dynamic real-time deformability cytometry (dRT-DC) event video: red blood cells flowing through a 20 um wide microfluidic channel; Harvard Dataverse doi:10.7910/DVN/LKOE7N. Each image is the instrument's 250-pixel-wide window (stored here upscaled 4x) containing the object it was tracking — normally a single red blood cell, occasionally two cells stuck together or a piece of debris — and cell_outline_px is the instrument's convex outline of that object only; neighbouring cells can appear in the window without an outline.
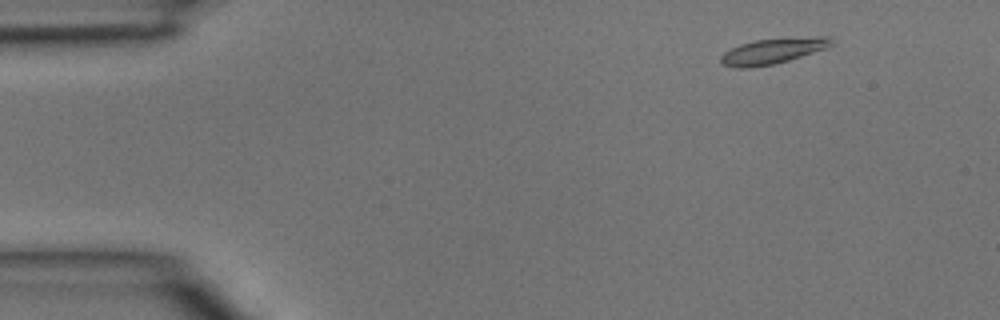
{"species": "common noctule bat (a hibernating species)", "species_latin": "Nyctalus noctula", "temperature_condition": "room temperature", "stored_images_in_passage": 44, "camera_frame_rate_fps": 3000, "um_per_image_px": 0.085, "animal": {"sex": "male", "body_mass_g": 15.6}, "frame": {"image": 1, "passage_image": 4, "time_ms": 1.0, "image_size_px": [1000, 320], "cell_outline_px": [[836, 40], [828, 48], [788, 60], [772, 64], [748, 68], [736, 68], [720, 64], [720, 56], [724, 52], [740, 44], [756, 40], [816, 36], [832, 36]], "centroid_in_image_um": [65.73, 4.33], "position_along_channel_um": 19.3, "area_um2": 16.59}}
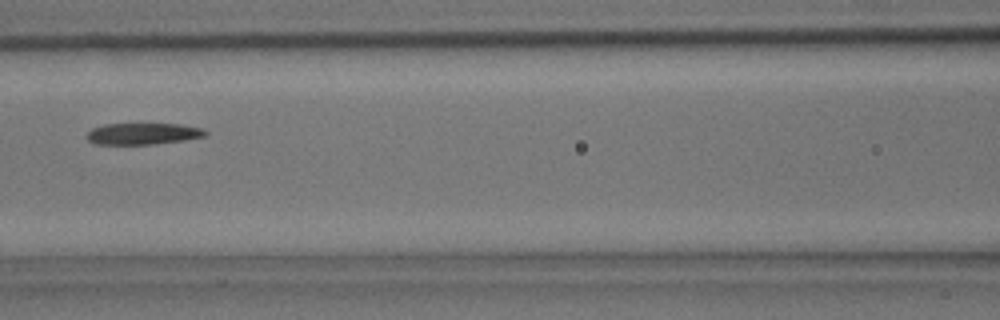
{"frame": {"image": 2, "passage_image": 19, "time_ms": 6.0, "image_size_px": [1000, 320], "cell_outline_px": [[208, 132], [204, 136], [184, 140], [152, 144], [96, 144], [88, 140], [84, 136], [92, 128], [104, 124], [180, 124], [200, 128]], "centroid_in_image_um": [12.1, 11.36], "position_along_channel_um": 154.5, "area_um2": 14.74}}
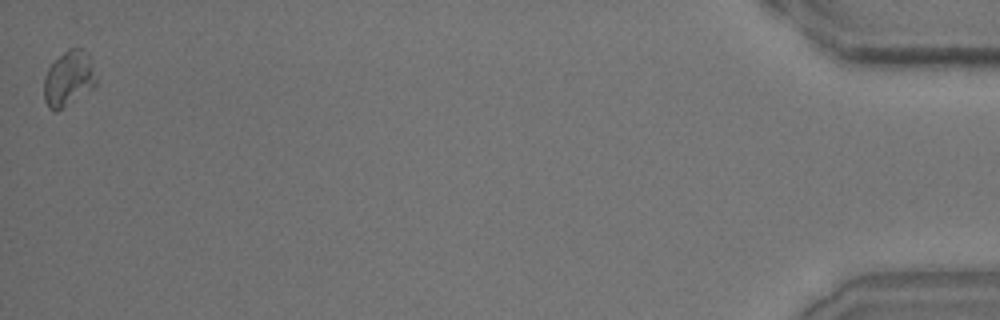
{"frame": {"image": 3, "passage_image": 44, "time_ms": 14.333, "image_size_px": [1000, 320], "cell_outline_px": [[96, 84], [92, 88], [56, 112], [48, 108], [44, 100], [44, 76], [48, 68], [68, 48], [80, 48], [88, 52], [96, 80]], "centroid_in_image_um": [5.8, 6.68], "position_along_channel_um": 429.4, "area_um2": 16.53}}